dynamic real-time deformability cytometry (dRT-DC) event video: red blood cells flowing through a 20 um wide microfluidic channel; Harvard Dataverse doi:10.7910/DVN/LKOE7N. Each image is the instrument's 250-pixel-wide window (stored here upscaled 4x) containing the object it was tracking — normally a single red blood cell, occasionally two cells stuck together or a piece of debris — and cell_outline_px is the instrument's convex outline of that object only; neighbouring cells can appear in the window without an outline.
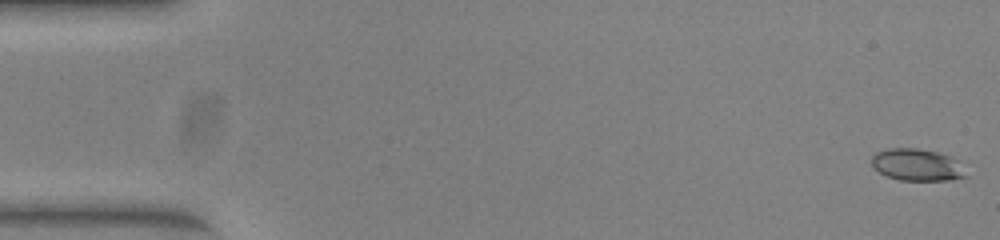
{"species": "common noctule bat (a hibernating species)", "species_latin": "Nyctalus noctula", "temperature_condition": "warm", "stored_images_in_passage": 52, "camera_frame_rate_fps": 3000, "um_per_image_px": 0.085, "animal": {"sex": "female", "body_mass_g": 23.0, "forearm_length_mm": 53.4}, "frame": {"image": 1, "passage_image": 1, "time_ms": 0.0, "image_size_px": [1000, 240], "cell_outline_px": [[968, 176], [948, 180], [900, 180], [888, 176], [880, 172], [872, 164], [872, 156], [876, 152], [888, 148], [916, 148], [936, 152], [952, 156], [956, 160]], "centroid_in_image_um": [77.94, 14.0], "position_along_channel_um": 7.1, "area_um2": 17.34}}
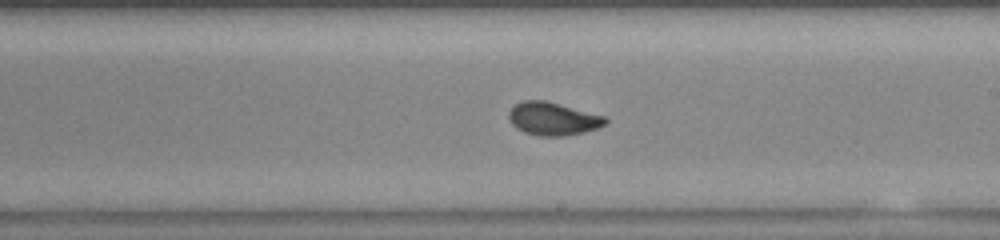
{"frame": {"image": 2, "passage_image": 30, "time_ms": 9.667, "image_size_px": [1000, 240], "cell_outline_px": [[608, 120], [604, 124], [596, 128], [564, 136], [540, 136], [524, 132], [516, 128], [512, 124], [508, 116], [508, 112], [516, 104], [524, 100], [544, 100], [560, 104], [604, 116]], "centroid_in_image_um": [46.95, 10.09], "position_along_channel_um": 242.0, "area_um2": 18.26}}
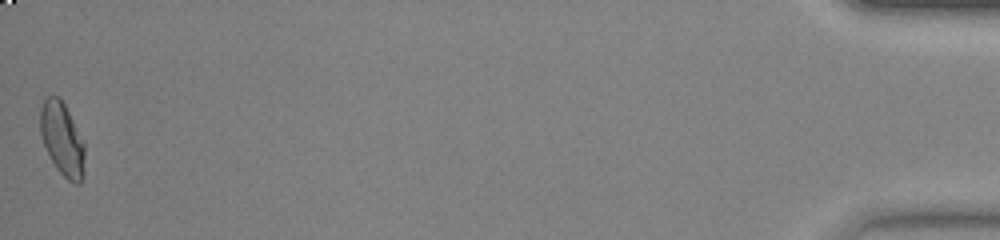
{"frame": {"image": 3, "passage_image": 52, "time_ms": 17.0, "image_size_px": [1000, 240], "cell_outline_px": [[84, 176], [80, 184], [76, 184], [68, 180], [56, 168], [40, 136], [40, 108], [44, 100], [48, 96], [56, 96], [64, 104], [84, 140]], "centroid_in_image_um": [5.3, 11.85], "position_along_channel_um": 429.9, "area_um2": 18.9}, "authors_computed_cell_mechanics": {"area_um2": 18.0625, "velocity_mm_per_s": 3.9388, "shape_relaxation_time_tau1_ms": 4.6781, "shape_relaxation_time_tau2_ms": 0.7183, "deformation_change_tau1": 0.188, "deformation_change_tau2": 0.0582}}